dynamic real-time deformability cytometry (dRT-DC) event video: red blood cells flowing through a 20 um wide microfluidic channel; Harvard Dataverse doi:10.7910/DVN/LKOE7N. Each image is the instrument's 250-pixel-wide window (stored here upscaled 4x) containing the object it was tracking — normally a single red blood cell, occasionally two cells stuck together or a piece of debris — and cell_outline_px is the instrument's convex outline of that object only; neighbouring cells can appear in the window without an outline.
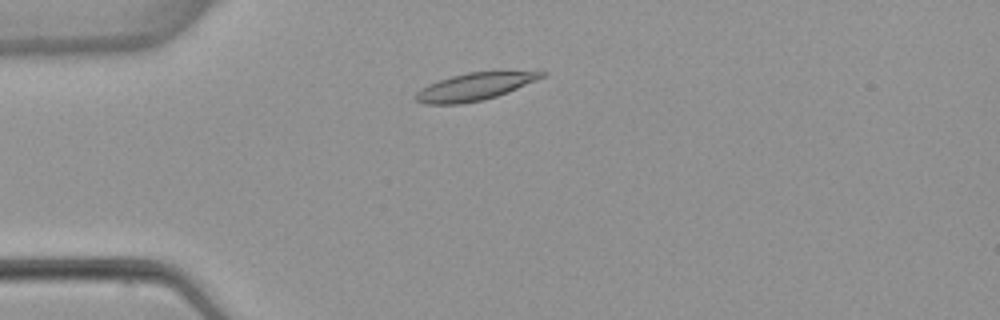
{"species": "common noctule bat (a hibernating species)", "species_latin": "Nyctalus noctula", "temperature_condition": "warm", "stored_images_in_passage": 4, "camera_frame_rate_fps": 3000, "um_per_image_px": 0.085, "animal": {"sex": "female", "body_mass_g": 22.7, "forearm_length_mm": 54.2}, "frame": {"image": 1, "passage_image": 3, "time_ms": 2.333, "image_size_px": [1000, 320], "cell_outline_px": [[548, 72], [544, 76], [536, 80], [508, 92], [484, 100], [460, 104], [424, 104], [416, 100], [412, 96], [420, 88], [428, 84], [452, 76], [468, 72]], "centroid_in_image_um": [40.25, 7.39], "position_along_channel_um": 44.7, "area_um2": 19.83}}